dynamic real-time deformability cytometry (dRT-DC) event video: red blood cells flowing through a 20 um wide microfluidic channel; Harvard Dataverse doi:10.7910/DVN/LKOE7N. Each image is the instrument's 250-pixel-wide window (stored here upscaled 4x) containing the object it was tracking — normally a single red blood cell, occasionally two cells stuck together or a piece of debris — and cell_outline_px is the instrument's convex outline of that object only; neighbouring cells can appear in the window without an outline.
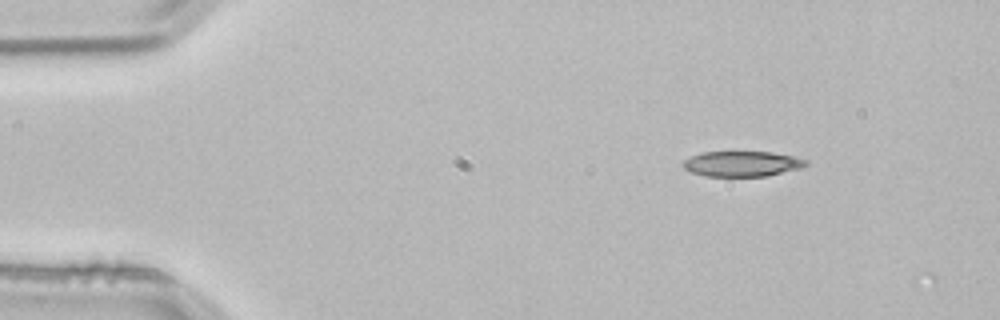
{"species": "common noctule bat (a hibernating species)", "species_latin": "Nyctalus noctula", "temperature_condition": "room temperature", "stored_images_in_passage": 2, "camera_frame_rate_fps": 3000, "um_per_image_px": 0.085, "animal": {"sex": "male", "body_mass_g": 21.5, "forearm_length_mm": 52.0}, "frame": {"image": 1, "passage_image": 1, "time_ms": 0.0, "image_size_px": [1000, 320], "cell_outline_px": [[808, 164], [804, 168], [768, 176], [704, 176], [692, 172], [684, 168], [684, 160], [700, 152], [772, 152], [796, 156], [808, 160]], "centroid_in_image_um": [63.16, 13.92], "position_along_channel_um": 21.8, "area_um2": 18.32}}